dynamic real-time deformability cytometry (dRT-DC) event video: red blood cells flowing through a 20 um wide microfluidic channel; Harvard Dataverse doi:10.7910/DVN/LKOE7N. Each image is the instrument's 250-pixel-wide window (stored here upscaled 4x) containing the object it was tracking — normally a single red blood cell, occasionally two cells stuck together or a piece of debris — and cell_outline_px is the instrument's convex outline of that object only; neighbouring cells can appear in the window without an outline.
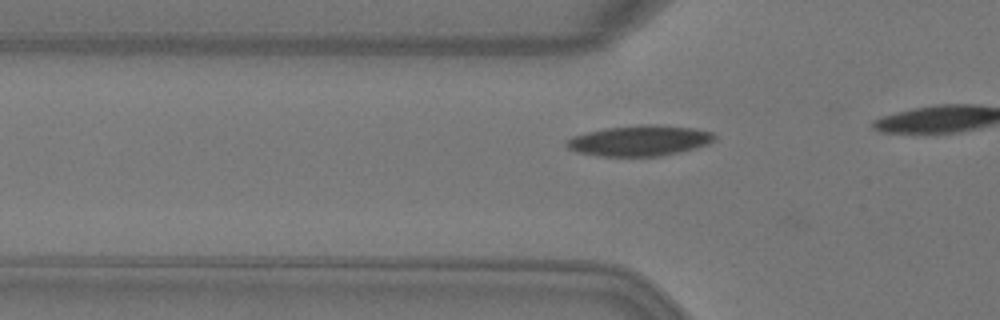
{"species": "Egyptian fruit bat (a non-hibernating species)", "species_latin": "Rousettus aegyptiacus", "temperature_condition": "warm", "stored_images_in_passage": 3, "camera_frame_rate_fps": 3000, "um_per_image_px": 0.085, "animal": {"sex": "female"}, "frame": {"image": 1, "passage_image": 3, "time_ms": 0.667, "image_size_px": [1000, 320], "cell_outline_px": [[716, 140], [708, 144], [660, 156], [600, 156], [580, 152], [568, 148], [564, 144], [572, 136], [604, 128], [640, 124], [648, 124], [692, 128], [712, 132], [716, 136]], "centroid_in_image_um": [54.35, 11.94], "position_along_channel_um": 71.4, "area_um2": 26.07}}